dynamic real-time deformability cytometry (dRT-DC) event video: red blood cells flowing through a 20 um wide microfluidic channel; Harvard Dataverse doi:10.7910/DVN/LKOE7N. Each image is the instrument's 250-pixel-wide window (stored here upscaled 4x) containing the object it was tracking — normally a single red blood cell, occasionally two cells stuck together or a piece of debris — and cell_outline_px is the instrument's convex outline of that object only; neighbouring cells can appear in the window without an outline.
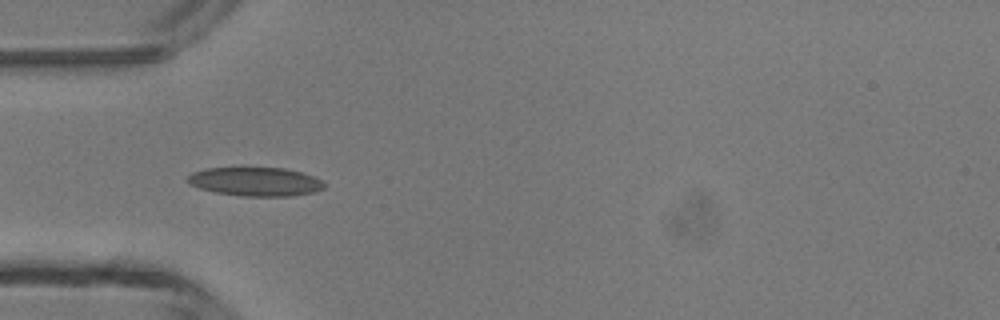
{"species": "common noctule bat (a hibernating species)", "species_latin": "Nyctalus noctula", "temperature_condition": "room temperature", "stored_images_in_passage": 8, "camera_frame_rate_fps": 3000, "um_per_image_px": 0.085, "animal": {"sex": "male", "body_mass_g": 13.3}, "frame": {"image": 1, "passage_image": 3, "time_ms": 0.667, "image_size_px": [1000, 320], "cell_outline_px": [[324, 188], [312, 192], [292, 196], [240, 196], [216, 192], [200, 188], [188, 184], [188, 176], [192, 172], [204, 168], [284, 168], [300, 172], [324, 180]], "centroid_in_image_um": [21.7, 15.44], "position_along_channel_um": 63.3, "area_um2": 22.83}}
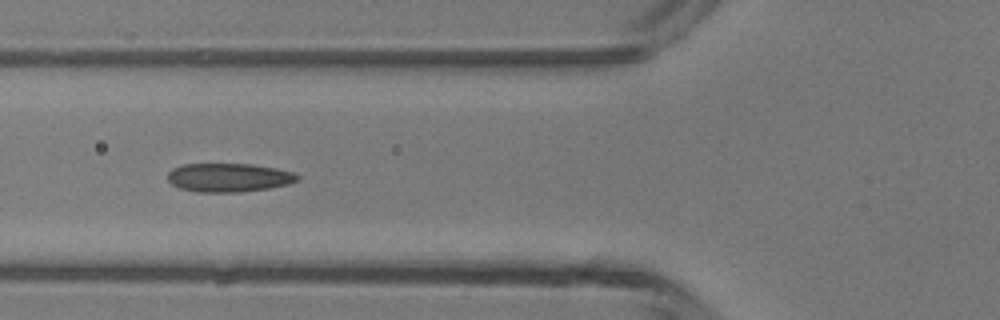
{"frame": {"image": 2, "passage_image": 6, "time_ms": 1.667, "image_size_px": [1000, 320], "cell_outline_px": [[300, 180], [288, 184], [268, 188], [240, 192], [196, 192], [180, 188], [172, 184], [168, 180], [168, 172], [172, 168], [184, 164], [252, 164], [276, 168], [292, 172], [300, 176]], "centroid_in_image_um": [19.45, 15.09], "position_along_channel_um": 106.4, "area_um2": 21.73}}